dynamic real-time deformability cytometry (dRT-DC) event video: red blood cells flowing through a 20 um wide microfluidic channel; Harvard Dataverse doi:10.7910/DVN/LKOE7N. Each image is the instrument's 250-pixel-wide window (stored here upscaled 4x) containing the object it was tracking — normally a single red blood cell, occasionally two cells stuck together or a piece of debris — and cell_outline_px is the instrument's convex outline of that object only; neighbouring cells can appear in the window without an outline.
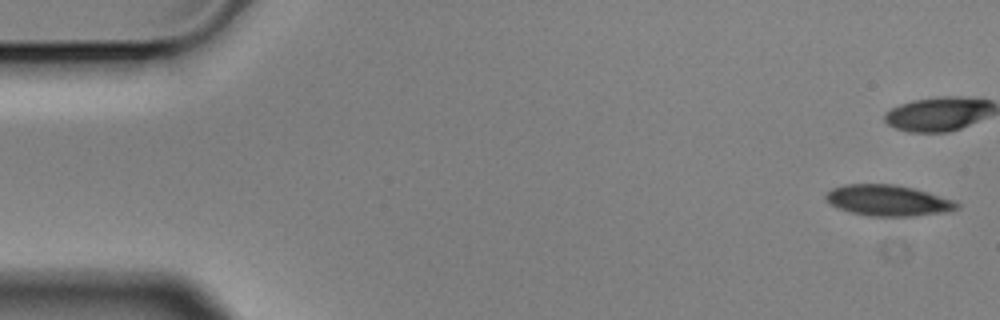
{"species": "Egyptian fruit bat (a non-hibernating species)", "species_latin": "Rousettus aegyptiacus", "temperature_condition": "cold", "stored_images_in_passage": 6, "camera_frame_rate_fps": 3000, "um_per_image_px": 0.085, "animal": {"sex": "male"}, "frame": {"image": 1, "passage_image": 1, "time_ms": 0.0, "image_size_px": [1000, 320], "cell_outline_px": [[960, 208], [952, 212], [912, 216], [868, 216], [836, 208], [824, 200], [824, 196], [832, 188], [844, 184], [892, 184], [912, 188], [928, 192], [956, 200], [960, 204]], "centroid_in_image_um": [75.52, 17.05], "position_along_channel_um": 9.5, "area_um2": 23.99}}
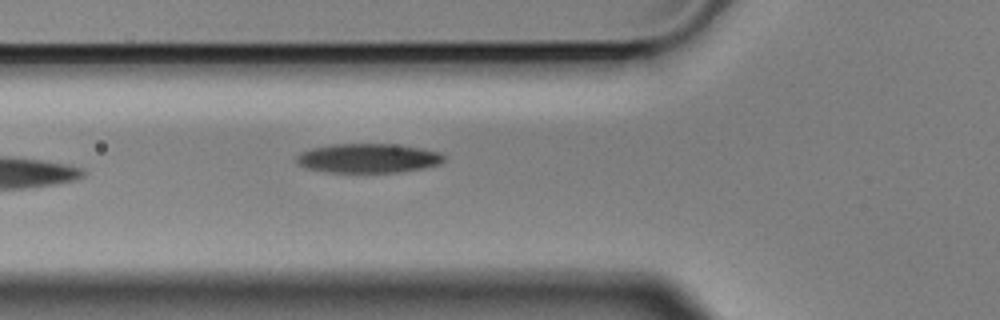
{"frame": {"image": 2, "passage_image": 6, "time_ms": 1.667, "image_size_px": [1000, 320], "cell_outline_px": [[448, 156], [440, 164], [400, 172], [328, 172], [304, 168], [296, 160], [296, 156], [300, 152], [312, 148], [332, 144], [392, 144], [420, 148], [440, 152]], "centroid_in_image_um": [31.29, 13.44], "position_along_channel_um": 94.5, "area_um2": 25.14}}